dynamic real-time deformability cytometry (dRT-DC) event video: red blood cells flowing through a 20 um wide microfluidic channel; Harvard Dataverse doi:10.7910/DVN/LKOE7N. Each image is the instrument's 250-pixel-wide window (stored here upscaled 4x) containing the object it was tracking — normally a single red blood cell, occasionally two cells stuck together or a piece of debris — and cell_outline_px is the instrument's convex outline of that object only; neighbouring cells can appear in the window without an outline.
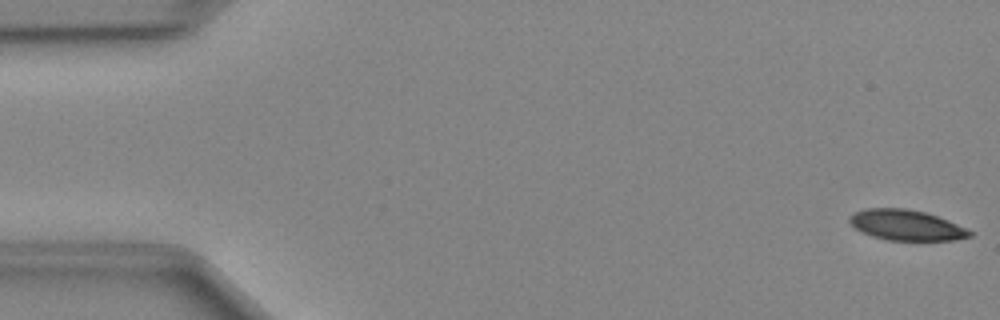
{"species": "Egyptian fruit bat (a non-hibernating species)", "species_latin": "Rousettus aegyptiacus", "temperature_condition": "cold", "stored_images_in_passage": 9, "camera_frame_rate_fps": 3000, "um_per_image_px": 0.085, "animal": {"sex": "female"}, "frame": {"image": 1, "passage_image": 1, "time_ms": 0.0, "image_size_px": [1000, 320], "cell_outline_px": [[972, 236], [956, 240], [888, 240], [872, 236], [860, 232], [848, 220], [848, 216], [852, 212], [864, 208], [904, 208], [924, 212], [948, 220], [972, 232]], "centroid_in_image_um": [76.97, 19.13], "position_along_channel_um": 8.0, "area_um2": 21.33}}